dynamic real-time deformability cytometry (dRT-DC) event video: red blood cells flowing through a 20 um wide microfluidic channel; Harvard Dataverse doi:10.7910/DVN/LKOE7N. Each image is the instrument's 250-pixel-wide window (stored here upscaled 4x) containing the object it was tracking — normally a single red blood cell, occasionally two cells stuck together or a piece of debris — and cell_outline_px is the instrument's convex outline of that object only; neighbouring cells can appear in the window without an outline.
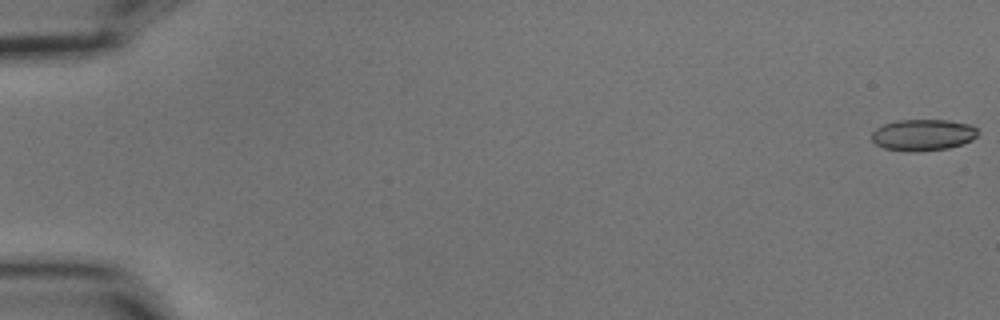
{"species": "common noctule bat (a hibernating species)", "species_latin": "Nyctalus noctula", "temperature_condition": "cold", "stored_images_in_passage": 35, "camera_frame_rate_fps": 3000, "um_per_image_px": 0.085, "animal": {"sex": "male", "body_mass_g": 15.6}, "frame": {"image": 1, "passage_image": 1, "time_ms": 0.0, "image_size_px": [1000, 320], "cell_outline_px": [[976, 136], [972, 140], [948, 148], [912, 152], [884, 148], [876, 144], [872, 140], [872, 132], [876, 128], [884, 124], [896, 120], [948, 120], [972, 124], [976, 128]], "centroid_in_image_um": [78.44, 11.46], "position_along_channel_um": 6.6, "area_um2": 19.36}}
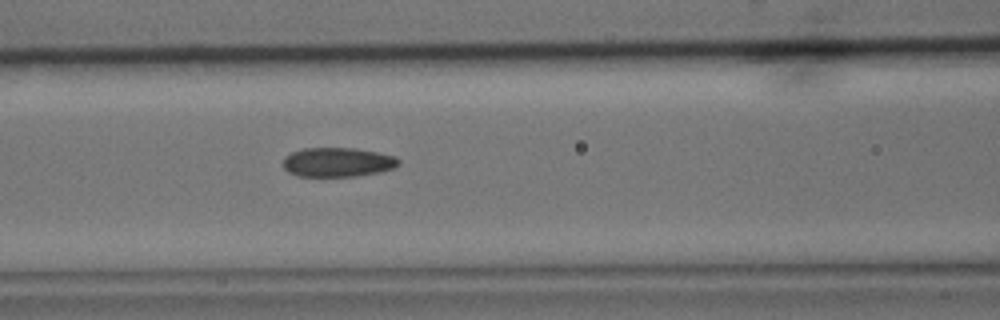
{"frame": {"image": 2, "passage_image": 25, "time_ms": 8.0, "image_size_px": [1000, 320], "cell_outline_px": [[400, 164], [392, 168], [380, 172], [356, 176], [296, 176], [288, 172], [284, 168], [284, 156], [292, 152], [304, 148], [356, 148], [396, 156], [400, 160]], "centroid_in_image_um": [28.7, 13.78], "position_along_channel_um": 137.9, "area_um2": 19.77}}
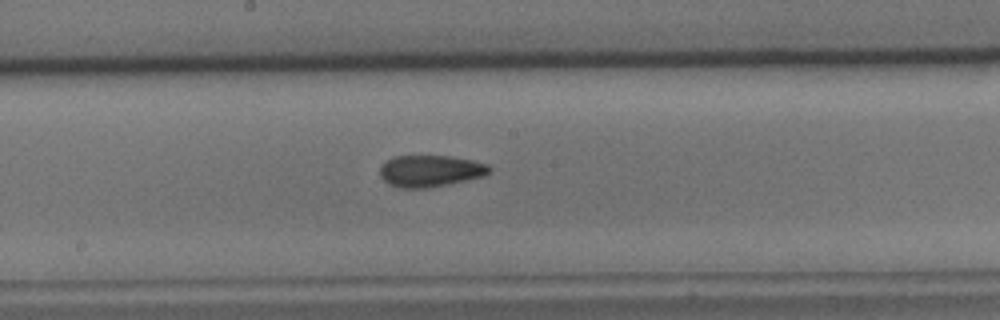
{"frame": {"image": 3, "passage_image": 31, "time_ms": 10.0, "image_size_px": [1000, 320], "cell_outline_px": [[492, 172], [484, 176], [448, 184], [424, 188], [400, 188], [388, 184], [380, 176], [380, 168], [392, 156], [452, 156], [472, 160], [488, 164], [492, 168]], "centroid_in_image_um": [36.6, 14.53], "position_along_channel_um": 211.6, "area_um2": 20.23}}